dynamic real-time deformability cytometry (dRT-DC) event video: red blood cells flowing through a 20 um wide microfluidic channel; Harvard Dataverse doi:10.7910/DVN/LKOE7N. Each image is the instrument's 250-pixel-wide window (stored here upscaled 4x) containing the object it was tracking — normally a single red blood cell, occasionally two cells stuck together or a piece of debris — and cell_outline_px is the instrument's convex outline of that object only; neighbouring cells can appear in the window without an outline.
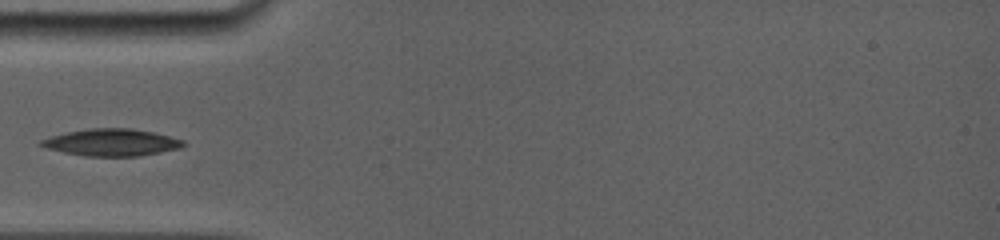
{"species": "common noctule bat (a hibernating species)", "species_latin": "Nyctalus noctula", "temperature_condition": "room temperature", "stored_images_in_passage": 19, "camera_frame_rate_fps": 5000, "um_per_image_px": 0.085, "animal": {"sex": "female", "body_mass_g": 19.0, "forearm_length_mm": 56.7}, "frame": {"image": 1, "passage_image": 1, "time_ms": 0.0, "image_size_px": [1000, 240], "cell_outline_px": [[188, 144], [180, 148], [140, 156], [84, 156], [64, 152], [48, 148], [36, 144], [40, 140], [64, 132], [88, 128], [132, 128], [152, 132], [184, 140]], "centroid_in_image_um": [9.48, 12.1], "position_along_channel_um": 75.5, "area_um2": 22.48}}
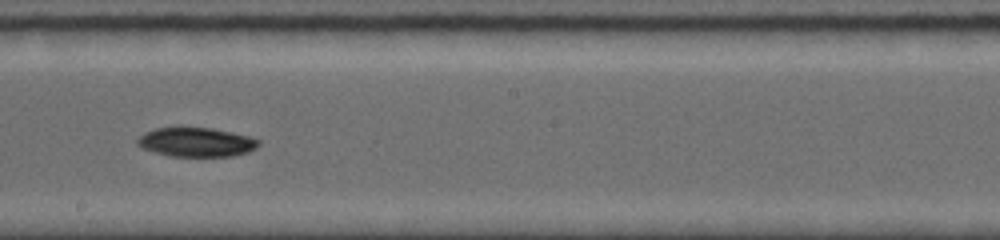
{"frame": {"image": 2, "passage_image": 10, "time_ms": 4.0, "image_size_px": [1000, 240], "cell_outline_px": [[260, 144], [256, 148], [248, 152], [232, 156], [172, 156], [156, 152], [144, 148], [136, 144], [136, 140], [144, 132], [156, 128], [212, 128], [252, 136], [260, 140]], "centroid_in_image_um": [16.73, 12.08], "position_along_channel_um": 231.5, "area_um2": 20.52}}
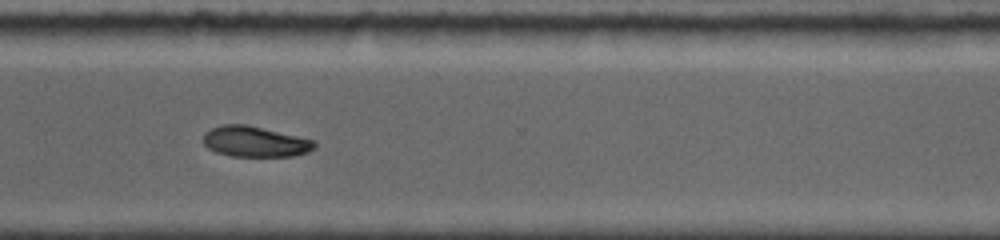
{"frame": {"image": 3, "passage_image": 15, "time_ms": 7.0, "image_size_px": [1000, 240], "cell_outline_px": [[316, 148], [308, 152], [292, 156], [232, 156], [216, 152], [208, 148], [204, 144], [204, 132], [220, 124], [244, 124], [316, 140]], "centroid_in_image_um": [21.69, 12.04], "position_along_channel_um": 348.9, "area_um2": 19.83}}